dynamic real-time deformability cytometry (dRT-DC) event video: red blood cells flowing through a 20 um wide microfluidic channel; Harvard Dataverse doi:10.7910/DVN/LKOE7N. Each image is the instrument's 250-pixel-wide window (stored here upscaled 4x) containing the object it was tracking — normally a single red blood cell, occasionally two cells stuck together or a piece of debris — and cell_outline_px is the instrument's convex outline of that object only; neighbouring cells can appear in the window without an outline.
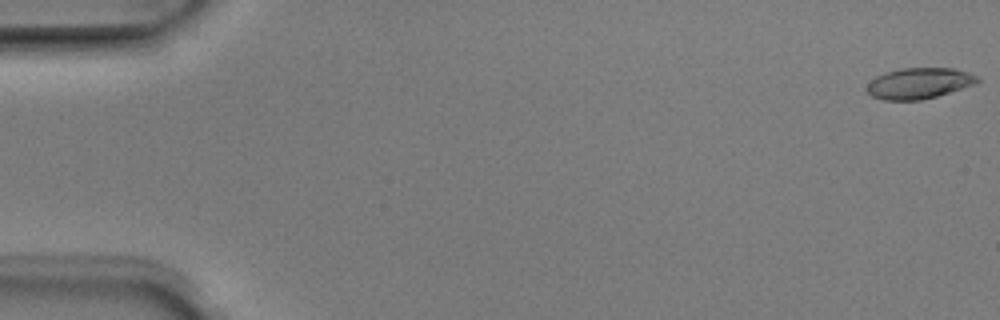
{"species": "Egyptian fruit bat (a non-hibernating species)", "species_latin": "Rousettus aegyptiacus", "temperature_condition": "room temperature", "stored_images_in_passage": 4, "camera_frame_rate_fps": 3000, "um_per_image_px": 0.085, "animal": {"sex": "male"}, "frame": {"image": 1, "passage_image": 1, "time_ms": 0.0, "image_size_px": [1000, 320], "cell_outline_px": [[980, 80], [976, 84], [936, 96], [920, 100], [884, 100], [872, 96], [864, 88], [876, 76], [900, 68], [956, 68], [980, 76]], "centroid_in_image_um": [78.15, 7.07], "position_along_channel_um": 6.9, "area_um2": 19.94}}
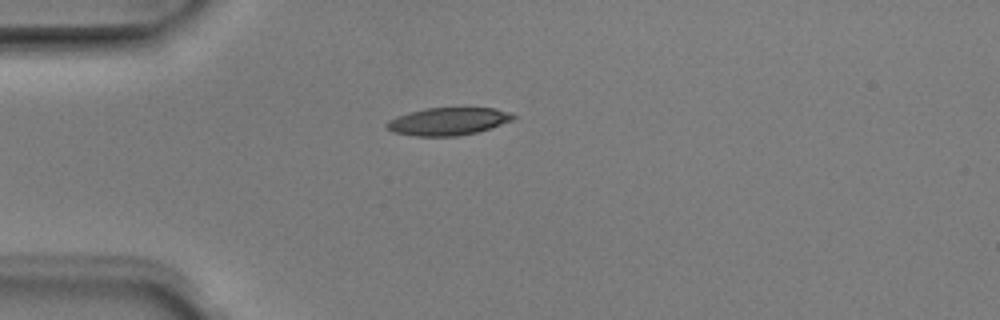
{"frame": {"image": 2, "passage_image": 4, "time_ms": 1.0, "image_size_px": [1000, 320], "cell_outline_px": [[516, 116], [512, 120], [476, 132], [456, 136], [416, 136], [392, 132], [384, 124], [388, 120], [396, 116], [408, 112], [428, 108], [496, 108], [508, 112]], "centroid_in_image_um": [38.03, 10.31], "position_along_channel_um": 47.0, "area_um2": 20.17}}